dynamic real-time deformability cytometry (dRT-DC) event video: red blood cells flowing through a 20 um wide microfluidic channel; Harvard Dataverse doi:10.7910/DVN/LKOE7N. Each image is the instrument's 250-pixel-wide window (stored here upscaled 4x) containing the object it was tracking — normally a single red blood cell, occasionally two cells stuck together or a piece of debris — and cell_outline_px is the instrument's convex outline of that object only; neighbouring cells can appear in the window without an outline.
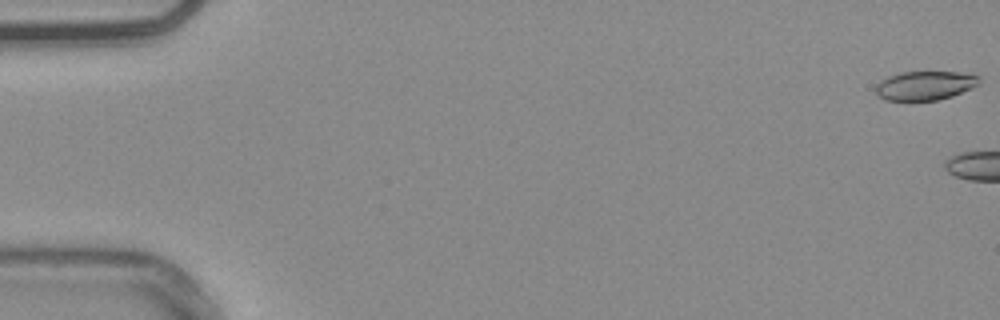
{"species": "common noctule bat (a hibernating species)", "species_latin": "Nyctalus noctula", "temperature_condition": "warm", "stored_images_in_passage": 5, "camera_frame_rate_fps": 3000, "um_per_image_px": 0.085, "animal": {"sex": "male", "body_mass_g": 20.4}, "frame": {"image": 1, "passage_image": 1, "time_ms": 0.0, "image_size_px": [1000, 320], "cell_outline_px": [[980, 84], [972, 88], [952, 96], [936, 100], [884, 100], [876, 92], [876, 84], [880, 80], [888, 76], [900, 72], [956, 72], [980, 76]], "centroid_in_image_um": [78.63, 7.26], "position_along_channel_um": 6.4, "area_um2": 17.46}}